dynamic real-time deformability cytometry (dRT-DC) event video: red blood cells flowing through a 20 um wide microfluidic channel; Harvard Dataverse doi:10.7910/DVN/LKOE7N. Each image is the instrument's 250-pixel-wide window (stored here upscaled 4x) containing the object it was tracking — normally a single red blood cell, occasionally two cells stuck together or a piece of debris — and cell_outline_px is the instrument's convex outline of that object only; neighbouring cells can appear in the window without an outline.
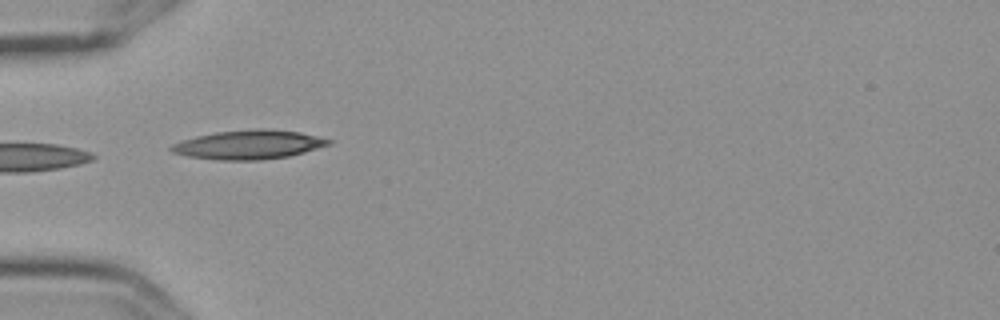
{"species": "Egyptian fruit bat (a non-hibernating species)", "species_latin": "Rousettus aegyptiacus", "temperature_condition": "cold", "stored_images_in_passage": 8, "camera_frame_rate_fps": 3000, "um_per_image_px": 0.085, "frame": {"image": 1, "passage_image": 7, "time_ms": 2.0, "image_size_px": [1000, 320], "cell_outline_px": [[332, 144], [304, 152], [288, 156], [260, 160], [216, 160], [188, 156], [172, 152], [168, 148], [172, 144], [180, 140], [196, 136], [216, 132], [256, 128], [260, 128], [300, 132], [332, 140]], "centroid_in_image_um": [21.11, 12.29], "position_along_channel_um": 63.9, "area_um2": 26.65}}
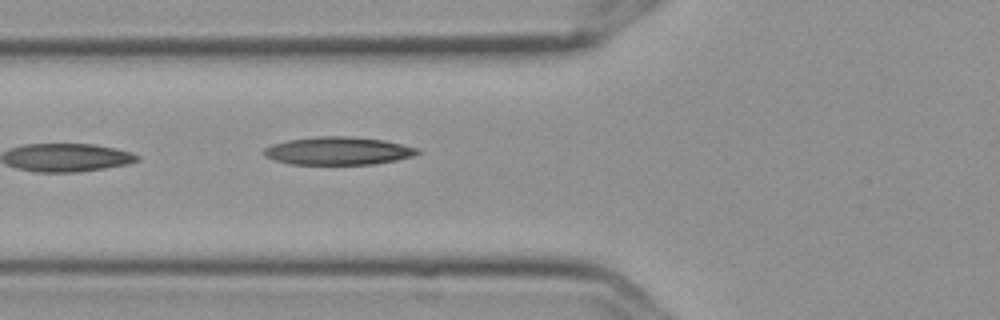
{"frame": {"image": 2, "passage_image": 8, "time_ms": 2.333, "image_size_px": [1000, 320], "cell_outline_px": [[420, 152], [412, 156], [396, 160], [372, 164], [292, 164], [276, 160], [264, 156], [264, 148], [272, 144], [288, 140], [316, 136], [352, 136], [384, 140], [416, 148]], "centroid_in_image_um": [28.72, 12.81], "position_along_channel_um": 97.1, "area_um2": 24.8}}